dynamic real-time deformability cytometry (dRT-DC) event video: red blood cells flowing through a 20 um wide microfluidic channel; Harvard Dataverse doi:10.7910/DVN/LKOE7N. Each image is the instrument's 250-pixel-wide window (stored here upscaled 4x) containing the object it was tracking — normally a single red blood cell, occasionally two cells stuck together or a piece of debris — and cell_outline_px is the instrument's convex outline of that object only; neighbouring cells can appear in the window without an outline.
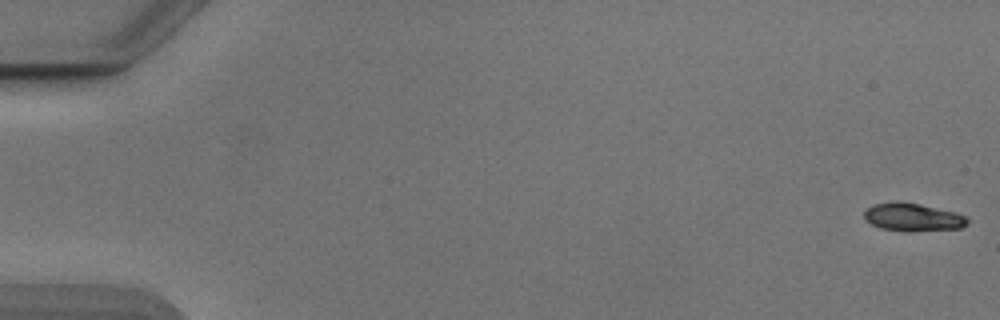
{"species": "Egyptian fruit bat (a non-hibernating species)", "species_latin": "Rousettus aegyptiacus", "temperature_condition": "cold", "stored_images_in_passage": 17, "camera_frame_rate_fps": 3000, "um_per_image_px": 0.085, "animal": {"sex": "male"}, "frame": {"image": 1, "passage_image": 1, "time_ms": 0.0, "image_size_px": [1000, 320], "cell_outline_px": [[968, 224], [960, 228], [908, 232], [880, 228], [872, 224], [864, 216], [864, 212], [868, 208], [876, 204], [896, 200], [920, 204], [956, 212], [968, 216]], "centroid_in_image_um": [77.63, 18.46], "position_along_channel_um": 7.4, "area_um2": 16.94}}
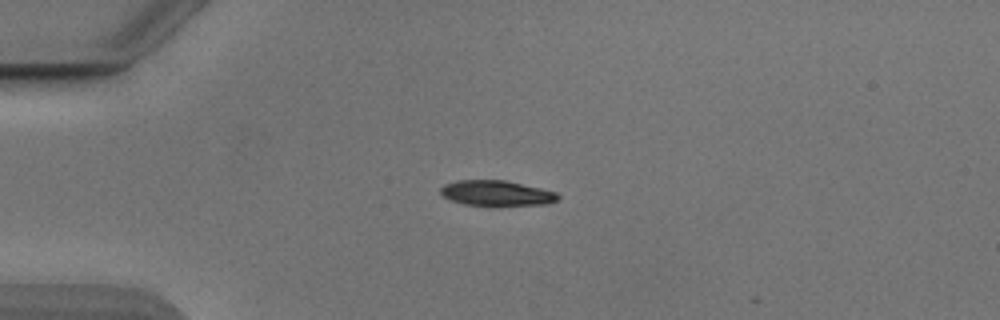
{"frame": {"image": 2, "passage_image": 14, "time_ms": 4.333, "image_size_px": [1000, 320], "cell_outline_px": [[560, 196], [556, 200], [548, 204], [464, 204], [452, 200], [444, 196], [440, 192], [440, 188], [444, 184], [456, 180], [504, 180], [540, 188], [556, 192]], "centroid_in_image_um": [42.18, 16.39], "position_along_channel_um": 42.8, "area_um2": 16.76}}